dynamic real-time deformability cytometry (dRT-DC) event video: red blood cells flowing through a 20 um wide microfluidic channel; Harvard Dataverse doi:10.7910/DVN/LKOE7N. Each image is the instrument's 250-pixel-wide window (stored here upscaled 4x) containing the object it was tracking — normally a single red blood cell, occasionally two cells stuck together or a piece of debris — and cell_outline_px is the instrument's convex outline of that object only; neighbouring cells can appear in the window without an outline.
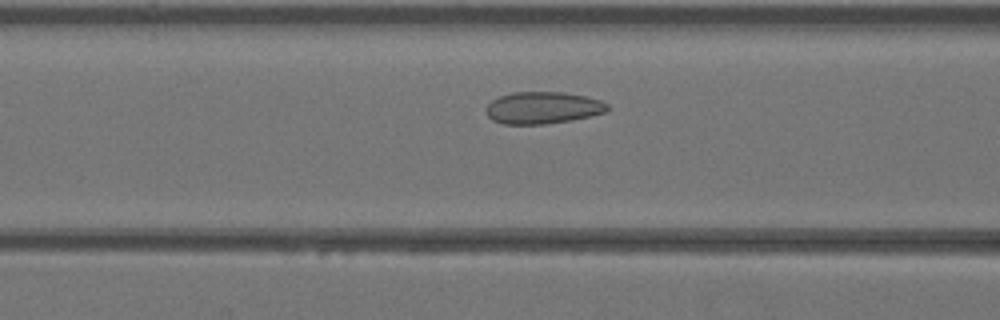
{"species": "Egyptian fruit bat (a non-hibernating species)", "species_latin": "Rousettus aegyptiacus", "temperature_condition": "warm", "stored_images_in_passage": 16, "camera_frame_rate_fps": 3000, "um_per_image_px": 0.085, "animal": {"sex": "female"}, "frame": {"image": 1, "passage_image": 9, "time_ms": 2.667, "image_size_px": [1000, 320], "cell_outline_px": [[608, 108], [604, 112], [572, 120], [544, 124], [504, 124], [492, 120], [484, 112], [484, 108], [492, 100], [500, 96], [512, 92], [564, 92], [584, 96], [600, 100], [608, 104]], "centroid_in_image_um": [46.08, 9.16], "position_along_channel_um": 120.5, "area_um2": 22.6}}
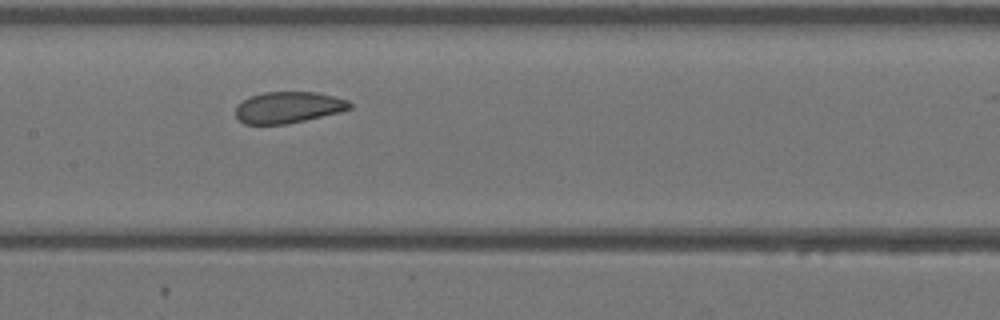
{"frame": {"image": 2, "passage_image": 13, "time_ms": 4.0, "image_size_px": [1000, 320], "cell_outline_px": [[352, 108], [340, 112], [288, 124], [244, 124], [236, 116], [236, 104], [252, 96], [264, 92], [316, 92], [348, 100], [352, 104]], "centroid_in_image_um": [24.51, 9.13], "position_along_channel_um": 182.9, "area_um2": 20.81}}
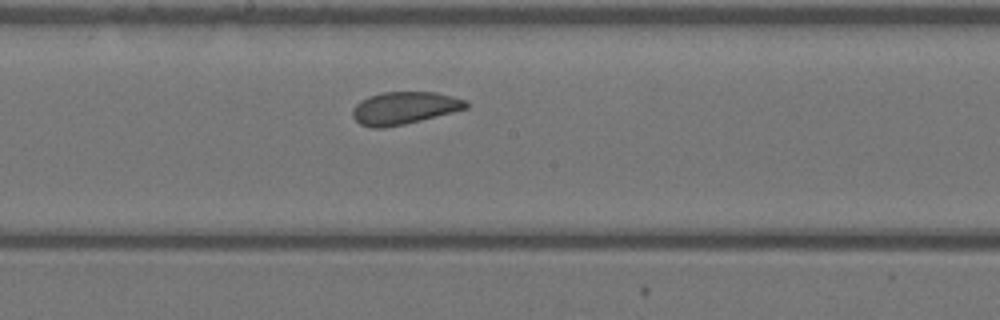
{"frame": {"image": 3, "passage_image": 15, "time_ms": 4.667, "image_size_px": [1000, 320], "cell_outline_px": [[468, 108], [404, 124], [380, 128], [372, 128], [360, 124], [352, 116], [352, 108], [360, 100], [368, 96], [384, 92], [436, 92], [452, 96], [464, 100], [468, 104]], "centroid_in_image_um": [34.32, 9.17], "position_along_channel_um": 213.9, "area_um2": 21.33}}